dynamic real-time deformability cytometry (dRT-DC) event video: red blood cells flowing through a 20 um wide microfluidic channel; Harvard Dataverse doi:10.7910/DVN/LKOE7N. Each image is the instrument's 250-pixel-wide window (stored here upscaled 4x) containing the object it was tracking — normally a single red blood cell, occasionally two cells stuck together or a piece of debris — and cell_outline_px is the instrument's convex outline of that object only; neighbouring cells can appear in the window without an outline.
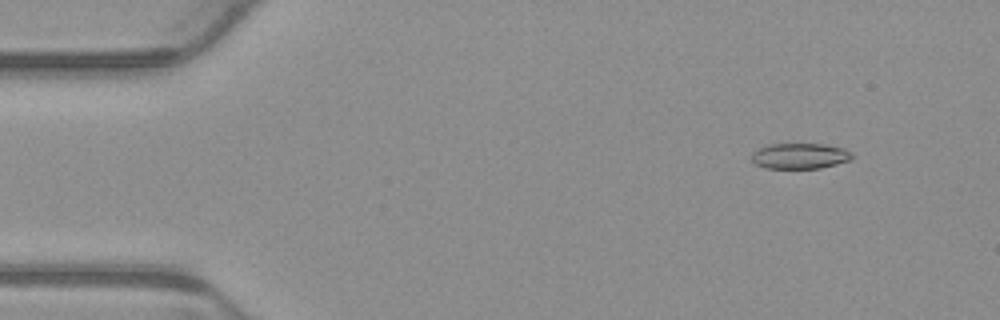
{"species": "common noctule bat (a hibernating species)", "species_latin": "Nyctalus noctula", "temperature_condition": "warm", "stored_images_in_passage": 7, "camera_frame_rate_fps": 3000, "um_per_image_px": 0.085, "animal": {"sex": "male", "body_mass_g": 23.1, "forearm_length_mm": 52.7}, "frame": {"image": 1, "passage_image": 2, "time_ms": 0.333, "image_size_px": [1000, 320], "cell_outline_px": [[856, 156], [852, 160], [820, 168], [764, 168], [756, 164], [752, 160], [752, 152], [768, 144], [824, 144], [844, 148]], "centroid_in_image_um": [68.03, 13.26], "position_along_channel_um": 17.0, "area_um2": 15.09}}
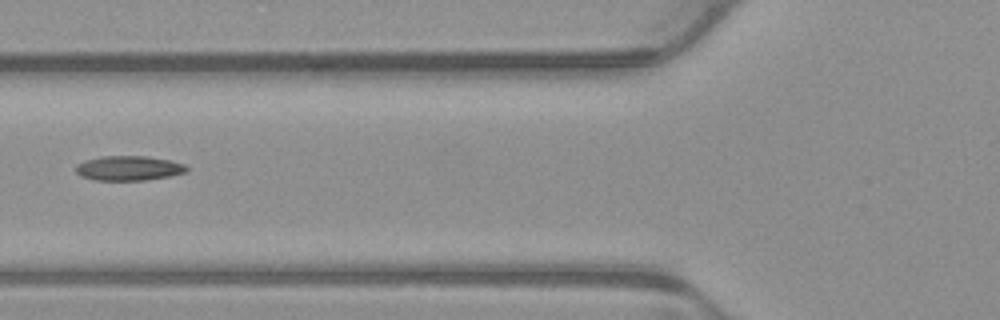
{"frame": {"image": 2, "passage_image": 6, "time_ms": 1.667, "image_size_px": [1000, 320], "cell_outline_px": [[188, 168], [184, 172], [172, 176], [144, 180], [92, 180], [80, 176], [76, 172], [76, 164], [84, 160], [100, 156], [148, 156], [168, 160], [184, 164]], "centroid_in_image_um": [10.89, 14.29], "position_along_channel_um": 114.9, "area_um2": 16.01}}
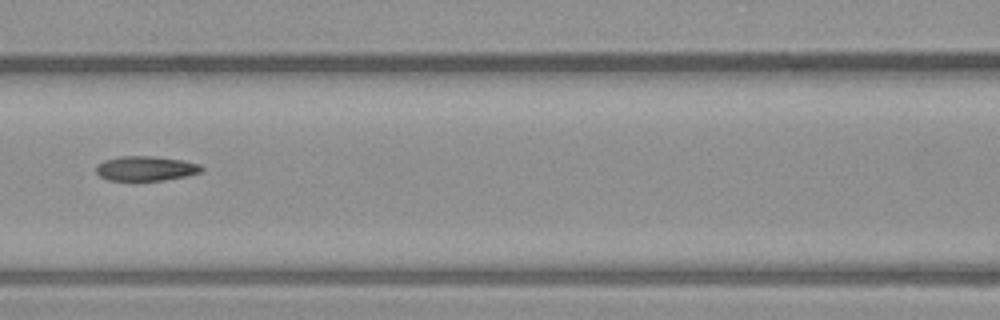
{"frame": {"image": 3, "passage_image": 7, "time_ms": 2.0, "image_size_px": [1000, 320], "cell_outline_px": [[204, 168], [200, 172], [188, 176], [164, 180], [108, 180], [100, 176], [96, 172], [96, 164], [104, 160], [120, 156], [152, 156], [180, 160], [200, 164]], "centroid_in_image_um": [12.38, 14.32], "position_along_channel_um": 154.2, "area_um2": 15.14}}